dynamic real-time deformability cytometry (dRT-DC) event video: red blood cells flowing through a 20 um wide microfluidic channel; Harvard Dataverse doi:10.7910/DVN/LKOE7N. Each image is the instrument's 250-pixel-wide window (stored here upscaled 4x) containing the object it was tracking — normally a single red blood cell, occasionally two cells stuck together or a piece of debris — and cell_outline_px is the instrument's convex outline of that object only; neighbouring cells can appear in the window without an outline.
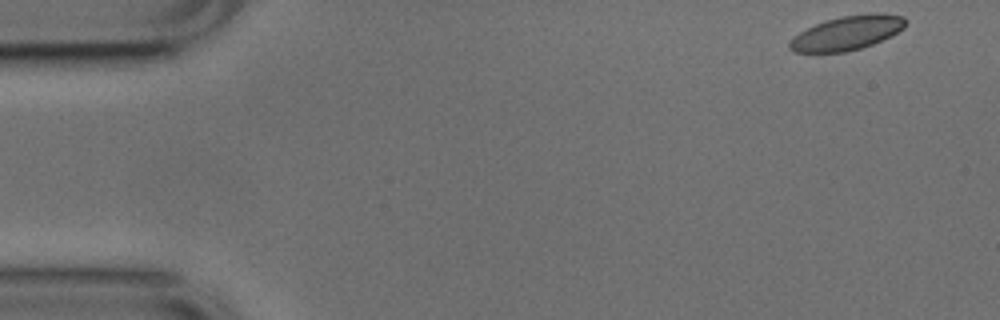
{"species": "common noctule bat (a hibernating species)", "species_latin": "Nyctalus noctula", "temperature_condition": "cold", "stored_images_in_passage": 51, "camera_frame_rate_fps": 3000, "um_per_image_px": 0.085, "animal": {"sex": "male", "body_mass_g": 17.9, "forearm_length_mm": 54.2}, "frame": {"image": 1, "passage_image": 1, "time_ms": 0.0, "image_size_px": [1000, 320], "cell_outline_px": [[908, 24], [904, 28], [872, 44], [860, 48], [844, 52], [792, 52], [788, 48], [788, 44], [800, 32], [824, 20], [840, 16], [868, 12], [876, 12], [904, 16], [908, 20]], "centroid_in_image_um": [72.03, 2.77], "position_along_channel_um": 13.0, "area_um2": 23.06}}
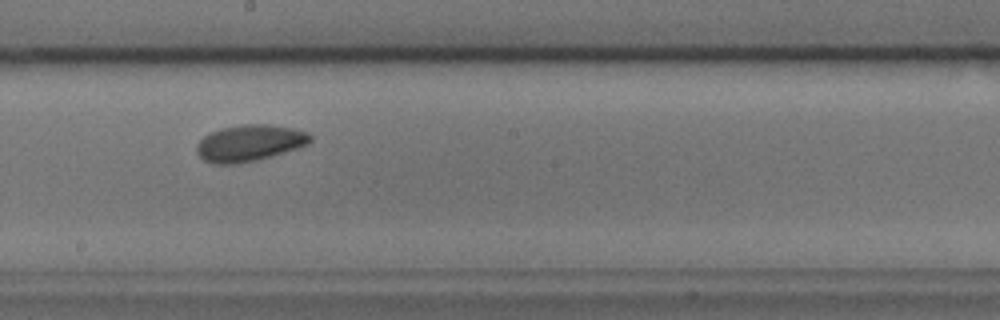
{"frame": {"image": 2, "passage_image": 27, "time_ms": 8.667, "image_size_px": [1000, 320], "cell_outline_px": [[312, 140], [308, 144], [296, 148], [256, 160], [236, 164], [212, 164], [204, 160], [196, 152], [196, 144], [208, 132], [220, 128], [240, 124], [268, 124], [292, 128], [308, 132], [312, 136]], "centroid_in_image_um": [21.17, 12.14], "position_along_channel_um": 227.0, "area_um2": 24.22}}
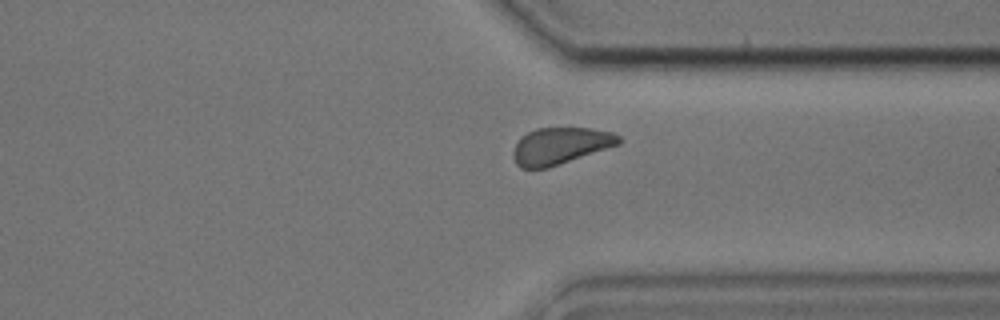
{"frame": {"image": 3, "passage_image": 38, "time_ms": 12.333, "image_size_px": [1000, 320], "cell_outline_px": [[620, 144], [548, 168], [520, 168], [516, 164], [512, 156], [512, 152], [520, 136], [536, 128], [592, 128], [612, 132], [620, 136]], "centroid_in_image_um": [47.6, 12.39], "position_along_channel_um": 363.8, "area_um2": 22.66}, "authors_computed_cell_mechanics": {"area_um2": 23.409, "velocity_mm_per_s": 3.7293, "shape_relaxation_time_tau1_ms": 8.8423, "shape_relaxation_time_tau2_ms": 3.5721, "deformation_change_tau1": 0.1536, "deformation_change_tau2": 0.0749}}